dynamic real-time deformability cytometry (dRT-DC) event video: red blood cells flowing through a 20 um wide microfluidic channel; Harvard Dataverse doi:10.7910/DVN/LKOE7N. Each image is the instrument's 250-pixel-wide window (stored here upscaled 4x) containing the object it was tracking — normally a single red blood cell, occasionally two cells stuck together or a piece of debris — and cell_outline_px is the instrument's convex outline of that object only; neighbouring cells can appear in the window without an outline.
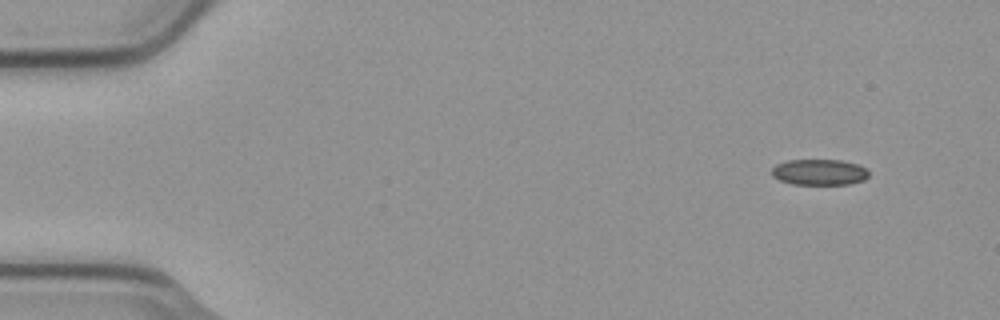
{"species": "common noctule bat (a hibernating species)", "species_latin": "Nyctalus noctula", "temperature_condition": "cold", "stored_images_in_passage": 51, "camera_frame_rate_fps": 3000, "um_per_image_px": 0.085, "animal": {"sex": "male", "body_mass_g": 23.1, "forearm_length_mm": 52.7}, "frame": {"image": 1, "passage_image": 1, "time_ms": 0.0, "image_size_px": [1000, 320], "cell_outline_px": [[868, 176], [864, 180], [848, 184], [792, 184], [780, 180], [772, 176], [772, 168], [776, 164], [788, 160], [840, 160], [856, 164], [864, 168], [868, 172]], "centroid_in_image_um": [69.61, 14.63], "position_along_channel_um": 15.4, "area_um2": 14.51}}
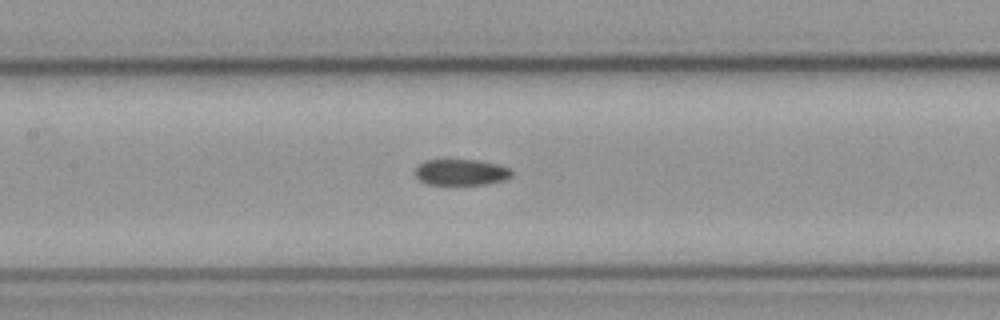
{"frame": {"image": 2, "passage_image": 22, "time_ms": 7.0, "image_size_px": [1000, 320], "cell_outline_px": [[512, 176], [508, 180], [484, 184], [428, 184], [420, 180], [416, 176], [416, 168], [424, 160], [476, 160], [496, 164], [508, 168], [512, 172]], "centroid_in_image_um": [39.22, 14.64], "position_along_channel_um": 168.2, "area_um2": 14.51}}
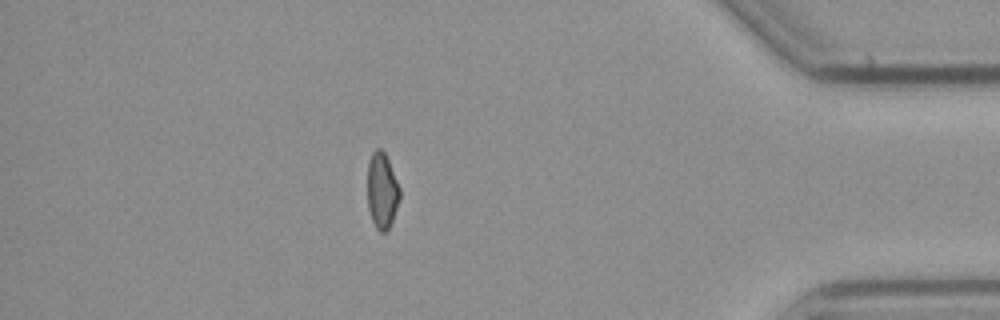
{"frame": {"image": 3, "passage_image": 44, "time_ms": 14.333, "image_size_px": [1000, 320], "cell_outline_px": [[400, 196], [392, 220], [388, 228], [384, 232], [380, 232], [376, 228], [372, 220], [368, 208], [368, 164], [372, 152], [376, 148], [380, 148], [384, 152], [388, 160], [400, 188]], "centroid_in_image_um": [32.46, 16.19], "position_along_channel_um": 402.7, "area_um2": 14.05}, "authors_computed_cell_mechanics": {"area_um2": 15.2014, "velocity_mm_per_s": 3.7791, "shape_relaxation_time_tau1_ms": null, "shape_relaxation_time_tau2_ms": 11.0345, "deformation_change_tau1": null, "deformation_change_tau2": 0.1659}}